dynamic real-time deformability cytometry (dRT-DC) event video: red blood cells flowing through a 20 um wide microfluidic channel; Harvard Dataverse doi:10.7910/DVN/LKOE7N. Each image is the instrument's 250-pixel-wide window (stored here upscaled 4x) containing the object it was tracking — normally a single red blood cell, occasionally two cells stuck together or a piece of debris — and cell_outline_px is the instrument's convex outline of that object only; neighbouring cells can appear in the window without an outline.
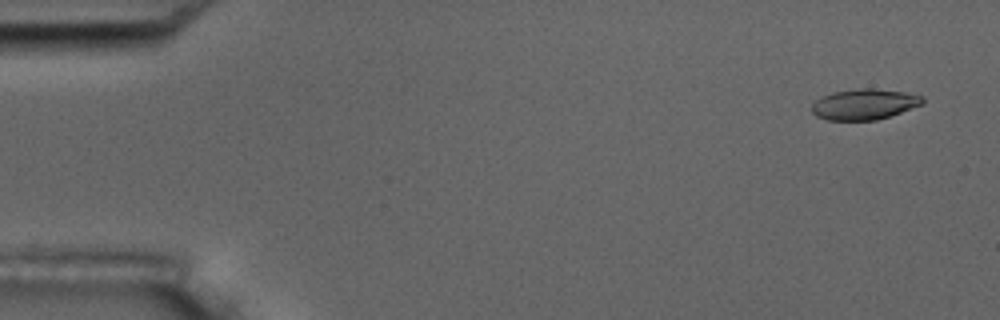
{"species": "common noctule bat (a hibernating species)", "species_latin": "Nyctalus noctula", "temperature_condition": "room temperature", "stored_images_in_passage": 5, "camera_frame_rate_fps": 3000, "um_per_image_px": 0.085, "animal": {"sex": "male", "body_mass_g": 17.5, "forearm_length_mm": 52.3}, "frame": {"image": 1, "passage_image": 1, "time_ms": 0.0, "image_size_px": [1000, 320], "cell_outline_px": [[924, 104], [876, 120], [828, 120], [816, 116], [812, 112], [812, 104], [816, 100], [832, 92], [860, 88], [872, 88], [904, 92], [924, 96]], "centroid_in_image_um": [73.47, 8.86], "position_along_channel_um": 11.5, "area_um2": 19.71}}
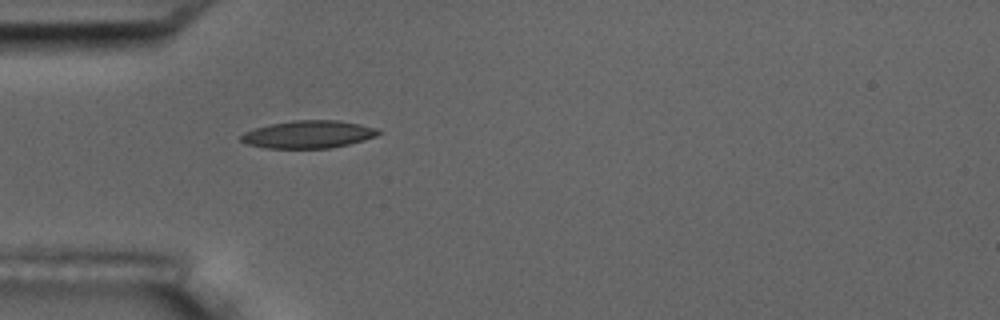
{"frame": {"image": 2, "passage_image": 5, "time_ms": 4.667, "image_size_px": [1000, 320], "cell_outline_px": [[380, 132], [376, 136], [364, 140], [348, 144], [328, 148], [268, 148], [248, 144], [240, 140], [240, 136], [244, 132], [256, 128], [272, 124], [296, 120], [336, 120], [360, 124], [376, 128]], "centroid_in_image_um": [26.21, 11.42], "position_along_channel_um": 58.8, "area_um2": 21.79}}